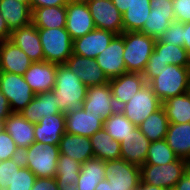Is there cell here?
<instances>
[{"label": "cell", "mask_w": 190, "mask_h": 190, "mask_svg": "<svg viewBox=\"0 0 190 190\" xmlns=\"http://www.w3.org/2000/svg\"><path fill=\"white\" fill-rule=\"evenodd\" d=\"M88 87L65 64H56L55 87L52 89L58 97V108L64 114L82 108Z\"/></svg>", "instance_id": "cell-1"}, {"label": "cell", "mask_w": 190, "mask_h": 190, "mask_svg": "<svg viewBox=\"0 0 190 190\" xmlns=\"http://www.w3.org/2000/svg\"><path fill=\"white\" fill-rule=\"evenodd\" d=\"M149 85L163 103L168 98L190 91V67L166 65Z\"/></svg>", "instance_id": "cell-2"}, {"label": "cell", "mask_w": 190, "mask_h": 190, "mask_svg": "<svg viewBox=\"0 0 190 190\" xmlns=\"http://www.w3.org/2000/svg\"><path fill=\"white\" fill-rule=\"evenodd\" d=\"M59 145L34 142L21 152L23 166L31 170L36 178L55 177Z\"/></svg>", "instance_id": "cell-3"}, {"label": "cell", "mask_w": 190, "mask_h": 190, "mask_svg": "<svg viewBox=\"0 0 190 190\" xmlns=\"http://www.w3.org/2000/svg\"><path fill=\"white\" fill-rule=\"evenodd\" d=\"M126 72H144L151 56L156 39L139 31L123 32Z\"/></svg>", "instance_id": "cell-4"}, {"label": "cell", "mask_w": 190, "mask_h": 190, "mask_svg": "<svg viewBox=\"0 0 190 190\" xmlns=\"http://www.w3.org/2000/svg\"><path fill=\"white\" fill-rule=\"evenodd\" d=\"M44 61L64 64L73 54V40L66 28H37Z\"/></svg>", "instance_id": "cell-5"}, {"label": "cell", "mask_w": 190, "mask_h": 190, "mask_svg": "<svg viewBox=\"0 0 190 190\" xmlns=\"http://www.w3.org/2000/svg\"><path fill=\"white\" fill-rule=\"evenodd\" d=\"M186 170L187 160L181 158L164 165L143 164L140 166V182L172 190Z\"/></svg>", "instance_id": "cell-6"}, {"label": "cell", "mask_w": 190, "mask_h": 190, "mask_svg": "<svg viewBox=\"0 0 190 190\" xmlns=\"http://www.w3.org/2000/svg\"><path fill=\"white\" fill-rule=\"evenodd\" d=\"M161 106L162 102L155 95L152 87L146 83L126 104L121 106L119 110L138 127Z\"/></svg>", "instance_id": "cell-7"}, {"label": "cell", "mask_w": 190, "mask_h": 190, "mask_svg": "<svg viewBox=\"0 0 190 190\" xmlns=\"http://www.w3.org/2000/svg\"><path fill=\"white\" fill-rule=\"evenodd\" d=\"M0 90L10 103L12 112H21L36 95L23 75L1 71Z\"/></svg>", "instance_id": "cell-8"}, {"label": "cell", "mask_w": 190, "mask_h": 190, "mask_svg": "<svg viewBox=\"0 0 190 190\" xmlns=\"http://www.w3.org/2000/svg\"><path fill=\"white\" fill-rule=\"evenodd\" d=\"M105 179L113 190H133L140 181V166L122 158L105 161Z\"/></svg>", "instance_id": "cell-9"}, {"label": "cell", "mask_w": 190, "mask_h": 190, "mask_svg": "<svg viewBox=\"0 0 190 190\" xmlns=\"http://www.w3.org/2000/svg\"><path fill=\"white\" fill-rule=\"evenodd\" d=\"M95 27L113 32L123 33L122 13L115 7L112 0H86Z\"/></svg>", "instance_id": "cell-10"}, {"label": "cell", "mask_w": 190, "mask_h": 190, "mask_svg": "<svg viewBox=\"0 0 190 190\" xmlns=\"http://www.w3.org/2000/svg\"><path fill=\"white\" fill-rule=\"evenodd\" d=\"M150 7L151 12L139 32L159 39L170 24L176 21L172 0H150Z\"/></svg>", "instance_id": "cell-11"}, {"label": "cell", "mask_w": 190, "mask_h": 190, "mask_svg": "<svg viewBox=\"0 0 190 190\" xmlns=\"http://www.w3.org/2000/svg\"><path fill=\"white\" fill-rule=\"evenodd\" d=\"M65 9V28L72 40L83 37L96 28L86 1L70 0Z\"/></svg>", "instance_id": "cell-12"}, {"label": "cell", "mask_w": 190, "mask_h": 190, "mask_svg": "<svg viewBox=\"0 0 190 190\" xmlns=\"http://www.w3.org/2000/svg\"><path fill=\"white\" fill-rule=\"evenodd\" d=\"M123 54L124 38L119 34L115 35L108 47L95 58L98 66L105 72L109 80L127 73Z\"/></svg>", "instance_id": "cell-13"}, {"label": "cell", "mask_w": 190, "mask_h": 190, "mask_svg": "<svg viewBox=\"0 0 190 190\" xmlns=\"http://www.w3.org/2000/svg\"><path fill=\"white\" fill-rule=\"evenodd\" d=\"M64 64L87 87L101 86L110 81L105 72L98 66L95 58L79 56L73 53Z\"/></svg>", "instance_id": "cell-14"}, {"label": "cell", "mask_w": 190, "mask_h": 190, "mask_svg": "<svg viewBox=\"0 0 190 190\" xmlns=\"http://www.w3.org/2000/svg\"><path fill=\"white\" fill-rule=\"evenodd\" d=\"M85 112L101 115L103 120L108 119L118 110L112 97V91L109 83L101 86H90L87 89V95L82 103Z\"/></svg>", "instance_id": "cell-15"}, {"label": "cell", "mask_w": 190, "mask_h": 190, "mask_svg": "<svg viewBox=\"0 0 190 190\" xmlns=\"http://www.w3.org/2000/svg\"><path fill=\"white\" fill-rule=\"evenodd\" d=\"M116 34L95 28L83 37L73 40V53L88 58H96L108 47Z\"/></svg>", "instance_id": "cell-16"}, {"label": "cell", "mask_w": 190, "mask_h": 190, "mask_svg": "<svg viewBox=\"0 0 190 190\" xmlns=\"http://www.w3.org/2000/svg\"><path fill=\"white\" fill-rule=\"evenodd\" d=\"M118 109L126 104L145 84L142 73L127 72L108 82Z\"/></svg>", "instance_id": "cell-17"}, {"label": "cell", "mask_w": 190, "mask_h": 190, "mask_svg": "<svg viewBox=\"0 0 190 190\" xmlns=\"http://www.w3.org/2000/svg\"><path fill=\"white\" fill-rule=\"evenodd\" d=\"M103 124L101 115L85 112L83 108L65 114L66 132L70 134L91 137L103 128Z\"/></svg>", "instance_id": "cell-18"}, {"label": "cell", "mask_w": 190, "mask_h": 190, "mask_svg": "<svg viewBox=\"0 0 190 190\" xmlns=\"http://www.w3.org/2000/svg\"><path fill=\"white\" fill-rule=\"evenodd\" d=\"M56 64L42 61L33 62L23 74L25 81L35 94L52 91L55 87Z\"/></svg>", "instance_id": "cell-19"}, {"label": "cell", "mask_w": 190, "mask_h": 190, "mask_svg": "<svg viewBox=\"0 0 190 190\" xmlns=\"http://www.w3.org/2000/svg\"><path fill=\"white\" fill-rule=\"evenodd\" d=\"M10 41L23 50L32 62L44 61L37 27L32 23L11 32Z\"/></svg>", "instance_id": "cell-20"}, {"label": "cell", "mask_w": 190, "mask_h": 190, "mask_svg": "<svg viewBox=\"0 0 190 190\" xmlns=\"http://www.w3.org/2000/svg\"><path fill=\"white\" fill-rule=\"evenodd\" d=\"M33 62L12 41H0V69L4 72L23 75Z\"/></svg>", "instance_id": "cell-21"}, {"label": "cell", "mask_w": 190, "mask_h": 190, "mask_svg": "<svg viewBox=\"0 0 190 190\" xmlns=\"http://www.w3.org/2000/svg\"><path fill=\"white\" fill-rule=\"evenodd\" d=\"M150 144L151 141L140 131L139 127H136L120 142L121 158L129 163L142 166Z\"/></svg>", "instance_id": "cell-22"}, {"label": "cell", "mask_w": 190, "mask_h": 190, "mask_svg": "<svg viewBox=\"0 0 190 190\" xmlns=\"http://www.w3.org/2000/svg\"><path fill=\"white\" fill-rule=\"evenodd\" d=\"M58 97L53 91L37 93L32 101L20 112L31 123H38L47 115L59 114Z\"/></svg>", "instance_id": "cell-23"}, {"label": "cell", "mask_w": 190, "mask_h": 190, "mask_svg": "<svg viewBox=\"0 0 190 190\" xmlns=\"http://www.w3.org/2000/svg\"><path fill=\"white\" fill-rule=\"evenodd\" d=\"M65 132V114L63 112L47 115L34 124L35 142L59 145Z\"/></svg>", "instance_id": "cell-24"}, {"label": "cell", "mask_w": 190, "mask_h": 190, "mask_svg": "<svg viewBox=\"0 0 190 190\" xmlns=\"http://www.w3.org/2000/svg\"><path fill=\"white\" fill-rule=\"evenodd\" d=\"M4 126L21 152L35 142L34 123L26 120L19 112H12Z\"/></svg>", "instance_id": "cell-25"}, {"label": "cell", "mask_w": 190, "mask_h": 190, "mask_svg": "<svg viewBox=\"0 0 190 190\" xmlns=\"http://www.w3.org/2000/svg\"><path fill=\"white\" fill-rule=\"evenodd\" d=\"M60 154L83 164L94 158L90 137L65 132L59 143Z\"/></svg>", "instance_id": "cell-26"}, {"label": "cell", "mask_w": 190, "mask_h": 190, "mask_svg": "<svg viewBox=\"0 0 190 190\" xmlns=\"http://www.w3.org/2000/svg\"><path fill=\"white\" fill-rule=\"evenodd\" d=\"M0 14L11 32L31 24V8L16 0H0Z\"/></svg>", "instance_id": "cell-27"}, {"label": "cell", "mask_w": 190, "mask_h": 190, "mask_svg": "<svg viewBox=\"0 0 190 190\" xmlns=\"http://www.w3.org/2000/svg\"><path fill=\"white\" fill-rule=\"evenodd\" d=\"M165 140L178 158L190 159V122L169 123Z\"/></svg>", "instance_id": "cell-28"}, {"label": "cell", "mask_w": 190, "mask_h": 190, "mask_svg": "<svg viewBox=\"0 0 190 190\" xmlns=\"http://www.w3.org/2000/svg\"><path fill=\"white\" fill-rule=\"evenodd\" d=\"M31 23L37 28H65V6L31 8Z\"/></svg>", "instance_id": "cell-29"}, {"label": "cell", "mask_w": 190, "mask_h": 190, "mask_svg": "<svg viewBox=\"0 0 190 190\" xmlns=\"http://www.w3.org/2000/svg\"><path fill=\"white\" fill-rule=\"evenodd\" d=\"M95 158L104 161L121 158L120 142L114 140L104 128L90 137Z\"/></svg>", "instance_id": "cell-30"}, {"label": "cell", "mask_w": 190, "mask_h": 190, "mask_svg": "<svg viewBox=\"0 0 190 190\" xmlns=\"http://www.w3.org/2000/svg\"><path fill=\"white\" fill-rule=\"evenodd\" d=\"M105 179V161L92 158L81 164L80 176L77 182V190H96L97 184Z\"/></svg>", "instance_id": "cell-31"}, {"label": "cell", "mask_w": 190, "mask_h": 190, "mask_svg": "<svg viewBox=\"0 0 190 190\" xmlns=\"http://www.w3.org/2000/svg\"><path fill=\"white\" fill-rule=\"evenodd\" d=\"M154 59H160L167 65L190 67V56L184 47L165 43L158 39L154 45Z\"/></svg>", "instance_id": "cell-32"}, {"label": "cell", "mask_w": 190, "mask_h": 190, "mask_svg": "<svg viewBox=\"0 0 190 190\" xmlns=\"http://www.w3.org/2000/svg\"><path fill=\"white\" fill-rule=\"evenodd\" d=\"M169 123L181 124L190 122V91L168 98L162 103Z\"/></svg>", "instance_id": "cell-33"}, {"label": "cell", "mask_w": 190, "mask_h": 190, "mask_svg": "<svg viewBox=\"0 0 190 190\" xmlns=\"http://www.w3.org/2000/svg\"><path fill=\"white\" fill-rule=\"evenodd\" d=\"M169 121L163 106L153 112L138 127L140 131L151 141L165 139Z\"/></svg>", "instance_id": "cell-34"}, {"label": "cell", "mask_w": 190, "mask_h": 190, "mask_svg": "<svg viewBox=\"0 0 190 190\" xmlns=\"http://www.w3.org/2000/svg\"><path fill=\"white\" fill-rule=\"evenodd\" d=\"M150 12V0L136 1L122 14L123 32L140 31Z\"/></svg>", "instance_id": "cell-35"}, {"label": "cell", "mask_w": 190, "mask_h": 190, "mask_svg": "<svg viewBox=\"0 0 190 190\" xmlns=\"http://www.w3.org/2000/svg\"><path fill=\"white\" fill-rule=\"evenodd\" d=\"M136 127L119 109L104 120L103 124L106 132L118 142H121L123 138L132 133Z\"/></svg>", "instance_id": "cell-36"}, {"label": "cell", "mask_w": 190, "mask_h": 190, "mask_svg": "<svg viewBox=\"0 0 190 190\" xmlns=\"http://www.w3.org/2000/svg\"><path fill=\"white\" fill-rule=\"evenodd\" d=\"M57 173L55 179L57 184H71L80 176L81 163L63 154L59 155L57 161Z\"/></svg>", "instance_id": "cell-37"}, {"label": "cell", "mask_w": 190, "mask_h": 190, "mask_svg": "<svg viewBox=\"0 0 190 190\" xmlns=\"http://www.w3.org/2000/svg\"><path fill=\"white\" fill-rule=\"evenodd\" d=\"M177 158L166 140L162 139L151 142L144 164L164 165L175 161Z\"/></svg>", "instance_id": "cell-38"}, {"label": "cell", "mask_w": 190, "mask_h": 190, "mask_svg": "<svg viewBox=\"0 0 190 190\" xmlns=\"http://www.w3.org/2000/svg\"><path fill=\"white\" fill-rule=\"evenodd\" d=\"M22 166L21 157L0 161V190H6L12 183L16 170H19Z\"/></svg>", "instance_id": "cell-39"}, {"label": "cell", "mask_w": 190, "mask_h": 190, "mask_svg": "<svg viewBox=\"0 0 190 190\" xmlns=\"http://www.w3.org/2000/svg\"><path fill=\"white\" fill-rule=\"evenodd\" d=\"M35 179V174L27 167L22 166L19 170H16L13 181L6 190H31Z\"/></svg>", "instance_id": "cell-40"}, {"label": "cell", "mask_w": 190, "mask_h": 190, "mask_svg": "<svg viewBox=\"0 0 190 190\" xmlns=\"http://www.w3.org/2000/svg\"><path fill=\"white\" fill-rule=\"evenodd\" d=\"M21 157V151L16 146L14 140L4 129L0 133V161Z\"/></svg>", "instance_id": "cell-41"}, {"label": "cell", "mask_w": 190, "mask_h": 190, "mask_svg": "<svg viewBox=\"0 0 190 190\" xmlns=\"http://www.w3.org/2000/svg\"><path fill=\"white\" fill-rule=\"evenodd\" d=\"M158 40L183 47V23L173 21L170 26L162 33Z\"/></svg>", "instance_id": "cell-42"}, {"label": "cell", "mask_w": 190, "mask_h": 190, "mask_svg": "<svg viewBox=\"0 0 190 190\" xmlns=\"http://www.w3.org/2000/svg\"><path fill=\"white\" fill-rule=\"evenodd\" d=\"M166 65L167 64L162 62L160 59H154L153 50L151 56L149 57L147 66L143 72L145 82L149 84L156 76L160 74L159 71H161Z\"/></svg>", "instance_id": "cell-43"}, {"label": "cell", "mask_w": 190, "mask_h": 190, "mask_svg": "<svg viewBox=\"0 0 190 190\" xmlns=\"http://www.w3.org/2000/svg\"><path fill=\"white\" fill-rule=\"evenodd\" d=\"M172 4L176 21L190 22V0H172Z\"/></svg>", "instance_id": "cell-44"}, {"label": "cell", "mask_w": 190, "mask_h": 190, "mask_svg": "<svg viewBox=\"0 0 190 190\" xmlns=\"http://www.w3.org/2000/svg\"><path fill=\"white\" fill-rule=\"evenodd\" d=\"M31 190H59L55 177L36 178Z\"/></svg>", "instance_id": "cell-45"}, {"label": "cell", "mask_w": 190, "mask_h": 190, "mask_svg": "<svg viewBox=\"0 0 190 190\" xmlns=\"http://www.w3.org/2000/svg\"><path fill=\"white\" fill-rule=\"evenodd\" d=\"M70 0H31V8L66 6Z\"/></svg>", "instance_id": "cell-46"}, {"label": "cell", "mask_w": 190, "mask_h": 190, "mask_svg": "<svg viewBox=\"0 0 190 190\" xmlns=\"http://www.w3.org/2000/svg\"><path fill=\"white\" fill-rule=\"evenodd\" d=\"M12 113L10 103L6 96L0 90V120H6V118Z\"/></svg>", "instance_id": "cell-47"}, {"label": "cell", "mask_w": 190, "mask_h": 190, "mask_svg": "<svg viewBox=\"0 0 190 190\" xmlns=\"http://www.w3.org/2000/svg\"><path fill=\"white\" fill-rule=\"evenodd\" d=\"M172 190H190V173L188 170H186Z\"/></svg>", "instance_id": "cell-48"}, {"label": "cell", "mask_w": 190, "mask_h": 190, "mask_svg": "<svg viewBox=\"0 0 190 190\" xmlns=\"http://www.w3.org/2000/svg\"><path fill=\"white\" fill-rule=\"evenodd\" d=\"M136 1H146V0H112L115 7L123 14L127 8L133 5Z\"/></svg>", "instance_id": "cell-49"}, {"label": "cell", "mask_w": 190, "mask_h": 190, "mask_svg": "<svg viewBox=\"0 0 190 190\" xmlns=\"http://www.w3.org/2000/svg\"><path fill=\"white\" fill-rule=\"evenodd\" d=\"M11 31L9 30L5 19L0 14V41L10 39Z\"/></svg>", "instance_id": "cell-50"}, {"label": "cell", "mask_w": 190, "mask_h": 190, "mask_svg": "<svg viewBox=\"0 0 190 190\" xmlns=\"http://www.w3.org/2000/svg\"><path fill=\"white\" fill-rule=\"evenodd\" d=\"M183 39V47L187 50L188 55L190 56V22L183 23Z\"/></svg>", "instance_id": "cell-51"}, {"label": "cell", "mask_w": 190, "mask_h": 190, "mask_svg": "<svg viewBox=\"0 0 190 190\" xmlns=\"http://www.w3.org/2000/svg\"><path fill=\"white\" fill-rule=\"evenodd\" d=\"M95 189L96 190H113V186L108 182V180L104 179L97 184Z\"/></svg>", "instance_id": "cell-52"}, {"label": "cell", "mask_w": 190, "mask_h": 190, "mask_svg": "<svg viewBox=\"0 0 190 190\" xmlns=\"http://www.w3.org/2000/svg\"><path fill=\"white\" fill-rule=\"evenodd\" d=\"M140 190H166L162 187L140 182Z\"/></svg>", "instance_id": "cell-53"}, {"label": "cell", "mask_w": 190, "mask_h": 190, "mask_svg": "<svg viewBox=\"0 0 190 190\" xmlns=\"http://www.w3.org/2000/svg\"><path fill=\"white\" fill-rule=\"evenodd\" d=\"M59 190H77V182L69 184H57Z\"/></svg>", "instance_id": "cell-54"}, {"label": "cell", "mask_w": 190, "mask_h": 190, "mask_svg": "<svg viewBox=\"0 0 190 190\" xmlns=\"http://www.w3.org/2000/svg\"><path fill=\"white\" fill-rule=\"evenodd\" d=\"M16 1L25 3V4H27L31 8V0H16Z\"/></svg>", "instance_id": "cell-55"}, {"label": "cell", "mask_w": 190, "mask_h": 190, "mask_svg": "<svg viewBox=\"0 0 190 190\" xmlns=\"http://www.w3.org/2000/svg\"><path fill=\"white\" fill-rule=\"evenodd\" d=\"M5 125V121L4 120H0V133L4 130V126Z\"/></svg>", "instance_id": "cell-56"}, {"label": "cell", "mask_w": 190, "mask_h": 190, "mask_svg": "<svg viewBox=\"0 0 190 190\" xmlns=\"http://www.w3.org/2000/svg\"><path fill=\"white\" fill-rule=\"evenodd\" d=\"M187 170H188V172L190 173V159L187 160Z\"/></svg>", "instance_id": "cell-57"}, {"label": "cell", "mask_w": 190, "mask_h": 190, "mask_svg": "<svg viewBox=\"0 0 190 190\" xmlns=\"http://www.w3.org/2000/svg\"><path fill=\"white\" fill-rule=\"evenodd\" d=\"M133 190H140V183H139V185H138L136 188H134Z\"/></svg>", "instance_id": "cell-58"}]
</instances>
